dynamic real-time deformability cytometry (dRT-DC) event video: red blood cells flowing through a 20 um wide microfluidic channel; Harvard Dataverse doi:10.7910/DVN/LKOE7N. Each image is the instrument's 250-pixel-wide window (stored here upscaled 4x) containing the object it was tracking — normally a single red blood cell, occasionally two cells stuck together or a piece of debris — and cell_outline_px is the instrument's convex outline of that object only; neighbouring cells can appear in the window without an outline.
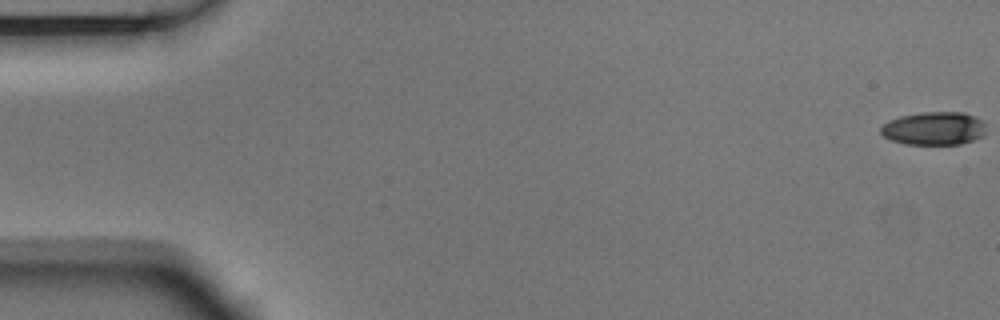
{"species": "Egyptian fruit bat (a non-hibernating species)", "species_latin": "Rousettus aegyptiacus", "temperature_condition": "room temperature", "stored_images_in_passage": 6, "camera_frame_rate_fps": 3000, "um_per_image_px": 0.085, "animal": {"sex": "male"}, "frame": {"image": 1, "passage_image": 1, "time_ms": 0.0, "image_size_px": [1000, 320], "cell_outline_px": [[984, 136], [960, 144], [904, 144], [892, 140], [884, 136], [880, 132], [880, 128], [888, 120], [900, 116], [924, 112], [964, 112], [976, 116], [984, 120]], "centroid_in_image_um": [79.4, 10.91], "position_along_channel_um": 5.6, "area_um2": 20.46}}
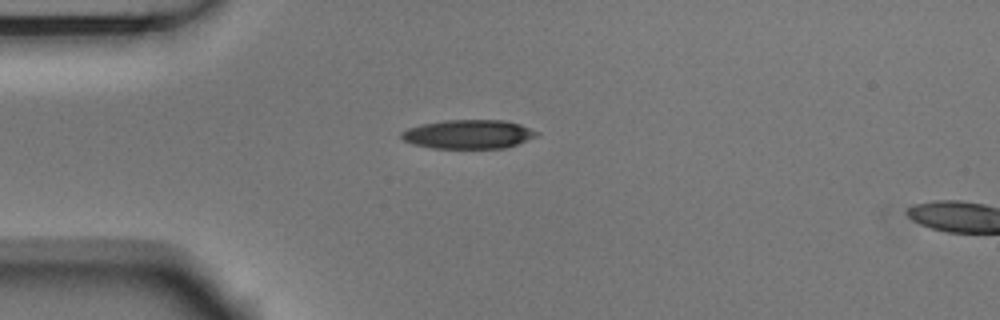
{"frame": {"image": 2, "passage_image": 5, "time_ms": 1.333, "image_size_px": [1000, 320], "cell_outline_px": [[540, 132], [536, 136], [516, 144], [504, 148], [432, 148], [416, 144], [404, 140], [400, 136], [400, 132], [408, 128], [424, 124], [444, 120], [500, 120], [520, 124]], "centroid_in_image_um": [39.82, 11.4], "position_along_channel_um": 45.2, "area_um2": 22.54}}